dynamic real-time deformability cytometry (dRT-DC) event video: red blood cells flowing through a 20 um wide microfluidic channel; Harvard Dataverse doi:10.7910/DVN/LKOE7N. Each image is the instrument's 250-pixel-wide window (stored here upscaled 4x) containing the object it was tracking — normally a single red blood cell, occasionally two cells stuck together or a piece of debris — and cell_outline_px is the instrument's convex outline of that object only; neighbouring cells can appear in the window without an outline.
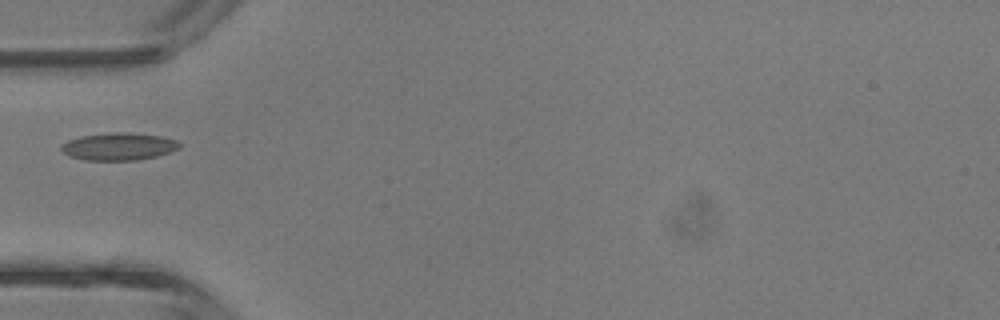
{"species": "common noctule bat (a hibernating species)", "species_latin": "Nyctalus noctula", "temperature_condition": "room temperature", "stored_images_in_passage": 30, "camera_frame_rate_fps": 3000, "um_per_image_px": 0.085, "animal": {"sex": "male", "body_mass_g": 13.3}, "frame": {"image": 1, "passage_image": 1, "time_ms": 0.0, "image_size_px": [1000, 320], "cell_outline_px": [[180, 148], [156, 156], [136, 160], [88, 160], [68, 156], [60, 148], [60, 144], [68, 140], [80, 136], [112, 132], [124, 132], [160, 136], [176, 140], [180, 144]], "centroid_in_image_um": [10.05, 12.45], "position_along_channel_um": 75.0, "area_um2": 18.79}}
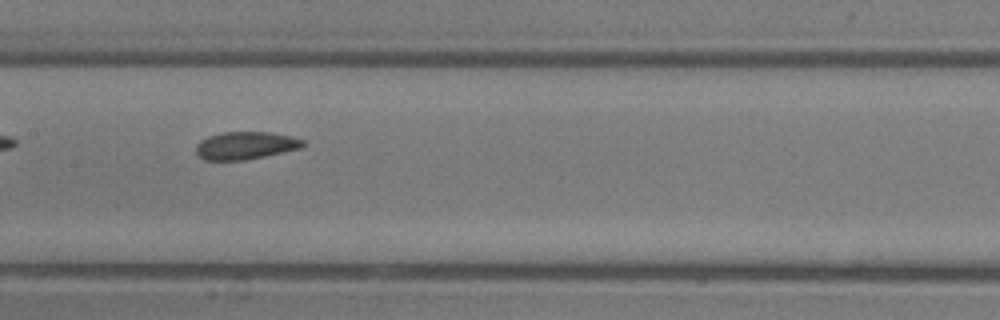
{"frame": {"image": 2, "passage_image": 8, "time_ms": 2.333, "image_size_px": [1000, 320], "cell_outline_px": [[304, 148], [244, 160], [204, 160], [196, 156], [196, 144], [200, 140], [208, 136], [224, 132], [268, 132], [292, 136], [304, 140]], "centroid_in_image_um": [20.86, 12.37], "position_along_channel_um": 186.5, "area_um2": 17.4}}
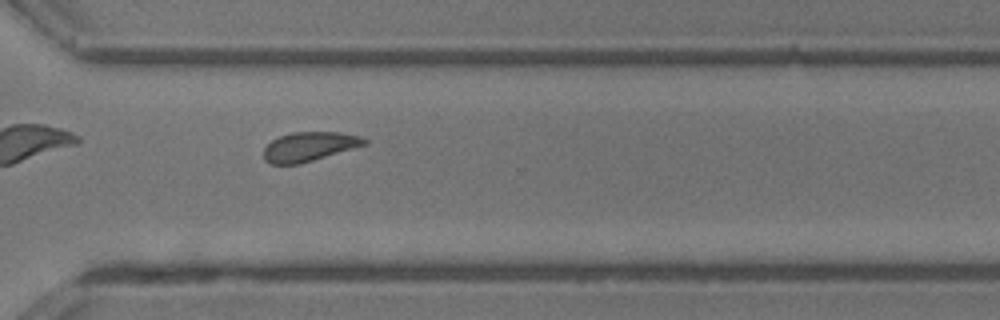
{"frame": {"image": 3, "passage_image": 18, "time_ms": 5.667, "image_size_px": [1000, 320], "cell_outline_px": [[368, 144], [300, 164], [268, 164], [264, 160], [264, 148], [272, 140], [280, 136], [292, 132], [340, 132], [364, 136], [368, 140]], "centroid_in_image_um": [26.32, 12.45], "position_along_channel_um": 344.3, "area_um2": 17.34}}